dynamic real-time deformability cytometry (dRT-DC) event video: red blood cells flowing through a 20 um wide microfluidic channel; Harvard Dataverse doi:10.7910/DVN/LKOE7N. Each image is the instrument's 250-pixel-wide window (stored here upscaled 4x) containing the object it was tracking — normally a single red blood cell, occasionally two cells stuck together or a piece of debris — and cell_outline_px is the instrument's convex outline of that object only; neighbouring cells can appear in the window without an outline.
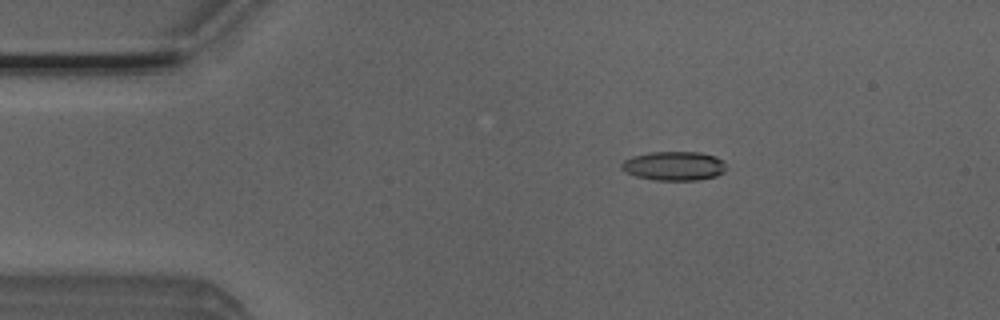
{"species": "Egyptian fruit bat (a non-hibernating species)", "species_latin": "Rousettus aegyptiacus", "temperature_condition": "room temperature", "stored_images_in_passage": 5, "camera_frame_rate_fps": 3000, "um_per_image_px": 0.085, "animal": {"sex": "male"}, "frame": {"image": 1, "passage_image": 3, "time_ms": 0.667, "image_size_px": [1000, 320], "cell_outline_px": [[724, 172], [716, 176], [696, 180], [656, 180], [636, 176], [620, 168], [620, 164], [624, 160], [632, 156], [652, 152], [700, 152], [716, 156], [724, 160]], "centroid_in_image_um": [57.3, 14.09], "position_along_channel_um": 27.7, "area_um2": 17.69}}
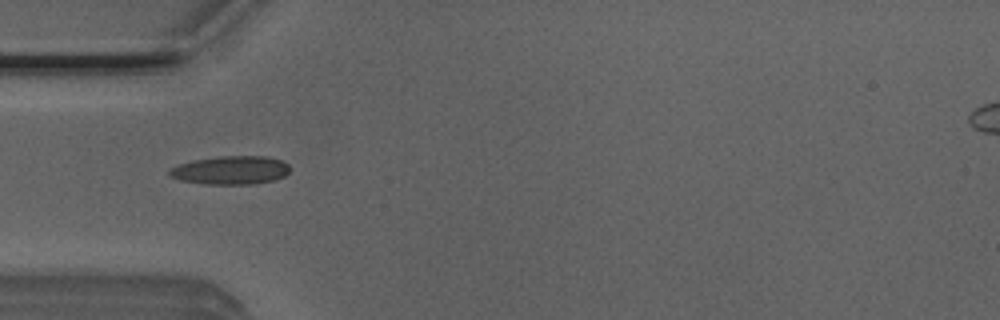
{"frame": {"image": 2, "passage_image": 5, "time_ms": 1.333, "image_size_px": [1000, 320], "cell_outline_px": [[288, 172], [284, 176], [276, 180], [256, 184], [204, 184], [180, 180], [172, 176], [168, 172], [168, 168], [180, 164], [196, 160], [220, 156], [268, 156], [280, 160], [288, 164]], "centroid_in_image_um": [19.63, 14.47], "position_along_channel_um": 65.4, "area_um2": 19.94}}